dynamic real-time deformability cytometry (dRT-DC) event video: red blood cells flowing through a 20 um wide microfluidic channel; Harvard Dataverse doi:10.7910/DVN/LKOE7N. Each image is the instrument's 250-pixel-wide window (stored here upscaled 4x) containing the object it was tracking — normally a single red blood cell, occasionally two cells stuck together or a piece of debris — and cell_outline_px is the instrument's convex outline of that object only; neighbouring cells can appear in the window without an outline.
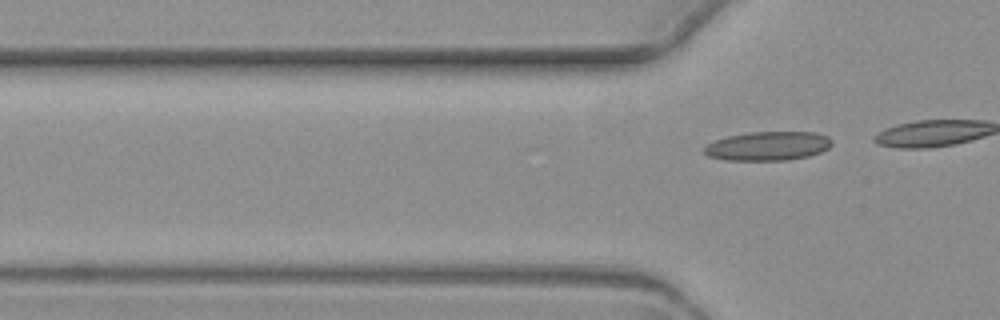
{"species": "common noctule bat (a hibernating species)", "species_latin": "Nyctalus noctula", "temperature_condition": "warm", "stored_images_in_passage": 5, "camera_frame_rate_fps": 3000, "um_per_image_px": 0.085, "animal": {"sex": "female", "body_mass_g": 19.3, "forearm_length_mm": 54.1}, "frame": {"image": 1, "passage_image": 5, "time_ms": 4.667, "image_size_px": [1000, 320], "cell_outline_px": [[832, 144], [828, 148], [820, 152], [808, 156], [788, 160], [728, 160], [708, 156], [704, 152], [704, 148], [708, 144], [716, 140], [728, 136], [748, 132], [816, 132], [828, 136], [832, 140]], "centroid_in_image_um": [65.3, 12.4], "position_along_channel_um": 60.5, "area_um2": 21.5}}